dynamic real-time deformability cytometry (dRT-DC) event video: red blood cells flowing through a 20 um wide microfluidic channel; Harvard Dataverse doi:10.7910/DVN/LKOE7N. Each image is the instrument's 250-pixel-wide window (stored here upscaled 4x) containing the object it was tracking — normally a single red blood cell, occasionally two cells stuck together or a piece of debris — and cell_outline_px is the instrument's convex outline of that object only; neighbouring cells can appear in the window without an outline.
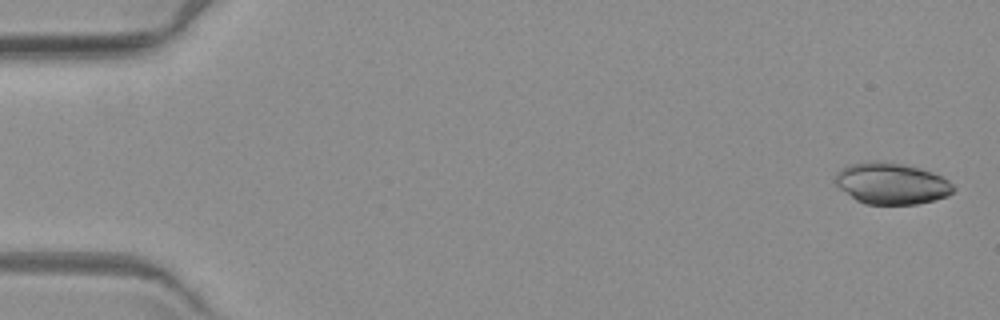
{"species": "common noctule bat (a hibernating species)", "species_latin": "Nyctalus noctula", "temperature_condition": "warm", "stored_images_in_passage": 6, "camera_frame_rate_fps": 3000, "um_per_image_px": 0.085, "animal": {"sex": "female", "body_mass_g": 19.3, "forearm_length_mm": 54.1}, "frame": {"image": 1, "passage_image": 1, "time_ms": 0.0, "image_size_px": [1000, 320], "cell_outline_px": [[956, 188], [948, 196], [916, 204], [864, 204], [856, 200], [840, 188], [836, 184], [832, 176], [840, 168], [852, 164], [872, 160], [880, 160], [904, 164], [932, 172], [948, 180]], "centroid_in_image_um": [75.74, 15.58], "position_along_channel_um": 9.3, "area_um2": 28.61}}